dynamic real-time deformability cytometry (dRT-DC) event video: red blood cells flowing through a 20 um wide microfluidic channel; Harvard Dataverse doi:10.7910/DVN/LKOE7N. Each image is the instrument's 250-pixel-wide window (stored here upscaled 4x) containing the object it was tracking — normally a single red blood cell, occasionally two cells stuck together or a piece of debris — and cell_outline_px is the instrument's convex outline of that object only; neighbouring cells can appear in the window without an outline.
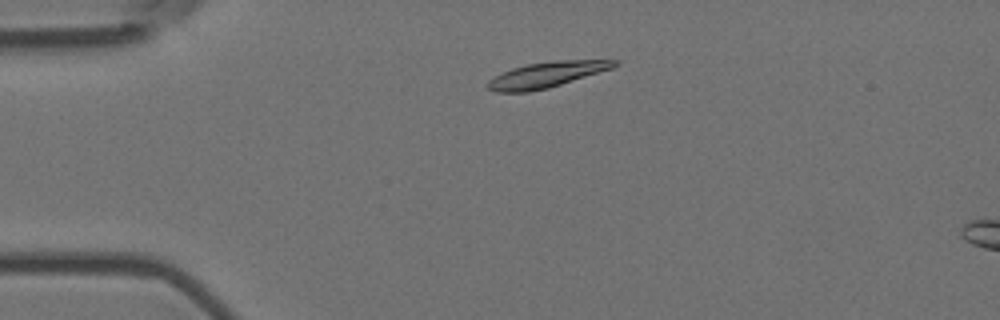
{"species": "Egyptian fruit bat (a non-hibernating species)", "species_latin": "Rousettus aegyptiacus", "temperature_condition": "room temperature", "stored_images_in_passage": 4, "camera_frame_rate_fps": 3000, "um_per_image_px": 0.085, "animal": {"sex": "female"}, "frame": {"image": 1, "passage_image": 2, "time_ms": 0.333, "image_size_px": [1000, 320], "cell_outline_px": [[620, 64], [612, 68], [548, 88], [528, 92], [496, 92], [488, 88], [488, 80], [512, 68], [528, 64], [556, 60], [620, 60]], "centroid_in_image_um": [46.48, 6.34], "position_along_channel_um": 38.5, "area_um2": 18.61}}